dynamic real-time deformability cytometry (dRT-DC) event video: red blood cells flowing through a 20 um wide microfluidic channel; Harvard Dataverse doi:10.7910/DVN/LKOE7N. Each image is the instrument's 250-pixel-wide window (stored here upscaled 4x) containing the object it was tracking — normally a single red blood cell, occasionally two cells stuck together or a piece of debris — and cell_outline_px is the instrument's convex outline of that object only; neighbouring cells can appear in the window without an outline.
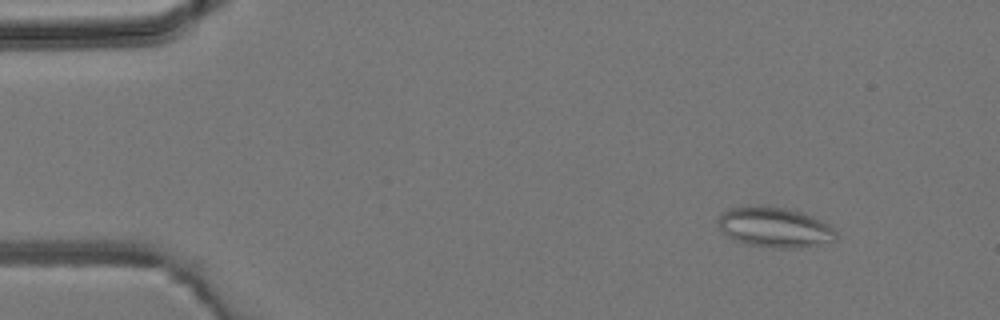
{"species": "common noctule bat (a hibernating species)", "species_latin": "Nyctalus noctula", "temperature_condition": "room temperature", "stored_images_in_passage": 3, "camera_frame_rate_fps": 3000, "um_per_image_px": 0.085, "animal": {"sex": "male", "body_mass_g": 19.2, "forearm_length_mm": 51.8}, "frame": {"image": 1, "passage_image": 1, "time_ms": 0.0, "image_size_px": [1000, 320], "cell_outline_px": [[836, 240], [800, 248], [772, 248], [748, 244], [732, 240], [720, 228], [716, 220], [724, 212], [732, 208], [760, 204], [784, 208], [804, 212], [828, 224], [836, 232]], "centroid_in_image_um": [65.83, 19.31], "position_along_channel_um": 19.2, "area_um2": 27.69}}